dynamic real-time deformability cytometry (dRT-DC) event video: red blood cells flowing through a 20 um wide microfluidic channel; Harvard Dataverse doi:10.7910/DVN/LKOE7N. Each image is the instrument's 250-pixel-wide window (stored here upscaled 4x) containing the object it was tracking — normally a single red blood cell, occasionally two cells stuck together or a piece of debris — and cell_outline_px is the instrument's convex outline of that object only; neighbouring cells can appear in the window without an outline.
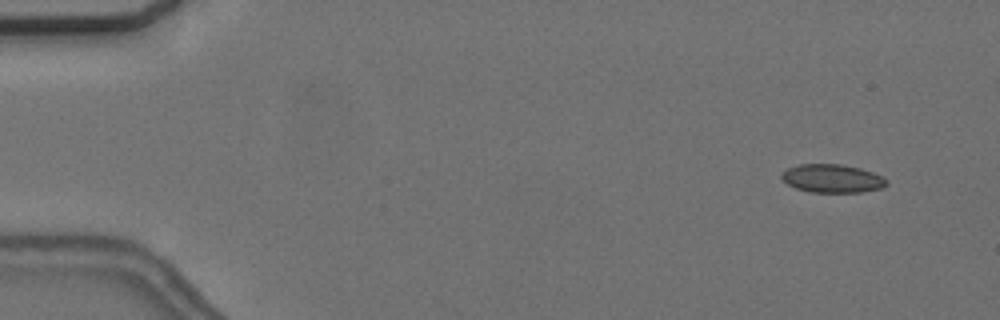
{"species": "common noctule bat (a hibernating species)", "species_latin": "Nyctalus noctula", "temperature_condition": "cold", "stored_images_in_passage": 6, "camera_frame_rate_fps": 3000, "um_per_image_px": 0.085, "animal": {"sex": "female", "body_mass_g": 24.6, "forearm_length_mm": 56.2}, "frame": {"image": 1, "passage_image": 2, "time_ms": 1.333, "image_size_px": [1000, 320], "cell_outline_px": [[888, 184], [884, 188], [860, 192], [808, 192], [796, 188], [788, 184], [780, 176], [788, 168], [800, 164], [840, 164], [860, 168], [884, 176], [888, 180]], "centroid_in_image_um": [70.79, 15.17], "position_along_channel_um": 14.2, "area_um2": 17.4}}